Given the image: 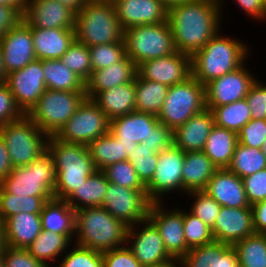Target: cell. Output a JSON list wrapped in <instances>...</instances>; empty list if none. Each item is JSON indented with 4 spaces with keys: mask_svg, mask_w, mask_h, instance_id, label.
<instances>
[{
    "mask_svg": "<svg viewBox=\"0 0 266 267\" xmlns=\"http://www.w3.org/2000/svg\"><path fill=\"white\" fill-rule=\"evenodd\" d=\"M127 160L133 165L139 179L146 186L154 175L158 163V153L140 143Z\"/></svg>",
    "mask_w": 266,
    "mask_h": 267,
    "instance_id": "cell-47",
    "label": "cell"
},
{
    "mask_svg": "<svg viewBox=\"0 0 266 267\" xmlns=\"http://www.w3.org/2000/svg\"><path fill=\"white\" fill-rule=\"evenodd\" d=\"M86 98L85 92L46 89L26 114L45 134L55 135Z\"/></svg>",
    "mask_w": 266,
    "mask_h": 267,
    "instance_id": "cell-9",
    "label": "cell"
},
{
    "mask_svg": "<svg viewBox=\"0 0 266 267\" xmlns=\"http://www.w3.org/2000/svg\"><path fill=\"white\" fill-rule=\"evenodd\" d=\"M192 201L188 210L200 218L205 224L212 228L219 214L221 205L204 190L192 191L185 194Z\"/></svg>",
    "mask_w": 266,
    "mask_h": 267,
    "instance_id": "cell-44",
    "label": "cell"
},
{
    "mask_svg": "<svg viewBox=\"0 0 266 267\" xmlns=\"http://www.w3.org/2000/svg\"><path fill=\"white\" fill-rule=\"evenodd\" d=\"M224 1L196 0L168 9V22L178 52L193 56L221 30Z\"/></svg>",
    "mask_w": 266,
    "mask_h": 267,
    "instance_id": "cell-1",
    "label": "cell"
},
{
    "mask_svg": "<svg viewBox=\"0 0 266 267\" xmlns=\"http://www.w3.org/2000/svg\"><path fill=\"white\" fill-rule=\"evenodd\" d=\"M92 100L110 120L132 113L136 110L135 79L99 92Z\"/></svg>",
    "mask_w": 266,
    "mask_h": 267,
    "instance_id": "cell-30",
    "label": "cell"
},
{
    "mask_svg": "<svg viewBox=\"0 0 266 267\" xmlns=\"http://www.w3.org/2000/svg\"><path fill=\"white\" fill-rule=\"evenodd\" d=\"M238 143L261 149L266 139V120L251 119L237 133Z\"/></svg>",
    "mask_w": 266,
    "mask_h": 267,
    "instance_id": "cell-50",
    "label": "cell"
},
{
    "mask_svg": "<svg viewBox=\"0 0 266 267\" xmlns=\"http://www.w3.org/2000/svg\"><path fill=\"white\" fill-rule=\"evenodd\" d=\"M4 83L26 115L47 89L42 60L35 59L24 68L6 74Z\"/></svg>",
    "mask_w": 266,
    "mask_h": 267,
    "instance_id": "cell-16",
    "label": "cell"
},
{
    "mask_svg": "<svg viewBox=\"0 0 266 267\" xmlns=\"http://www.w3.org/2000/svg\"><path fill=\"white\" fill-rule=\"evenodd\" d=\"M4 244V231H3V221L0 218V250H3Z\"/></svg>",
    "mask_w": 266,
    "mask_h": 267,
    "instance_id": "cell-66",
    "label": "cell"
},
{
    "mask_svg": "<svg viewBox=\"0 0 266 267\" xmlns=\"http://www.w3.org/2000/svg\"><path fill=\"white\" fill-rule=\"evenodd\" d=\"M238 144L237 133L214 124L203 152L218 168H227Z\"/></svg>",
    "mask_w": 266,
    "mask_h": 267,
    "instance_id": "cell-34",
    "label": "cell"
},
{
    "mask_svg": "<svg viewBox=\"0 0 266 267\" xmlns=\"http://www.w3.org/2000/svg\"><path fill=\"white\" fill-rule=\"evenodd\" d=\"M36 59H60L75 40L74 28H31Z\"/></svg>",
    "mask_w": 266,
    "mask_h": 267,
    "instance_id": "cell-28",
    "label": "cell"
},
{
    "mask_svg": "<svg viewBox=\"0 0 266 267\" xmlns=\"http://www.w3.org/2000/svg\"><path fill=\"white\" fill-rule=\"evenodd\" d=\"M128 226L103 207L75 211V245L105 252L126 245Z\"/></svg>",
    "mask_w": 266,
    "mask_h": 267,
    "instance_id": "cell-4",
    "label": "cell"
},
{
    "mask_svg": "<svg viewBox=\"0 0 266 267\" xmlns=\"http://www.w3.org/2000/svg\"><path fill=\"white\" fill-rule=\"evenodd\" d=\"M137 74L142 79L171 87L192 77V56L177 51L164 57L148 60L137 66Z\"/></svg>",
    "mask_w": 266,
    "mask_h": 267,
    "instance_id": "cell-18",
    "label": "cell"
},
{
    "mask_svg": "<svg viewBox=\"0 0 266 267\" xmlns=\"http://www.w3.org/2000/svg\"><path fill=\"white\" fill-rule=\"evenodd\" d=\"M75 14L57 0H28L23 20L31 28H74Z\"/></svg>",
    "mask_w": 266,
    "mask_h": 267,
    "instance_id": "cell-22",
    "label": "cell"
},
{
    "mask_svg": "<svg viewBox=\"0 0 266 267\" xmlns=\"http://www.w3.org/2000/svg\"><path fill=\"white\" fill-rule=\"evenodd\" d=\"M42 68L47 89L85 92V82L59 59L42 60Z\"/></svg>",
    "mask_w": 266,
    "mask_h": 267,
    "instance_id": "cell-36",
    "label": "cell"
},
{
    "mask_svg": "<svg viewBox=\"0 0 266 267\" xmlns=\"http://www.w3.org/2000/svg\"><path fill=\"white\" fill-rule=\"evenodd\" d=\"M0 267H4L3 250H0Z\"/></svg>",
    "mask_w": 266,
    "mask_h": 267,
    "instance_id": "cell-68",
    "label": "cell"
},
{
    "mask_svg": "<svg viewBox=\"0 0 266 267\" xmlns=\"http://www.w3.org/2000/svg\"><path fill=\"white\" fill-rule=\"evenodd\" d=\"M185 152L172 144L158 153V163L146 193L152 202H164L170 193L183 195L182 167ZM180 192V193H179Z\"/></svg>",
    "mask_w": 266,
    "mask_h": 267,
    "instance_id": "cell-12",
    "label": "cell"
},
{
    "mask_svg": "<svg viewBox=\"0 0 266 267\" xmlns=\"http://www.w3.org/2000/svg\"><path fill=\"white\" fill-rule=\"evenodd\" d=\"M206 108L205 86L193 76L168 88L158 120L172 131Z\"/></svg>",
    "mask_w": 266,
    "mask_h": 267,
    "instance_id": "cell-10",
    "label": "cell"
},
{
    "mask_svg": "<svg viewBox=\"0 0 266 267\" xmlns=\"http://www.w3.org/2000/svg\"><path fill=\"white\" fill-rule=\"evenodd\" d=\"M103 172L109 183H114L129 189H146L133 165L128 160L112 164L106 167Z\"/></svg>",
    "mask_w": 266,
    "mask_h": 267,
    "instance_id": "cell-49",
    "label": "cell"
},
{
    "mask_svg": "<svg viewBox=\"0 0 266 267\" xmlns=\"http://www.w3.org/2000/svg\"><path fill=\"white\" fill-rule=\"evenodd\" d=\"M126 55L136 66L177 52L168 21L124 30Z\"/></svg>",
    "mask_w": 266,
    "mask_h": 267,
    "instance_id": "cell-7",
    "label": "cell"
},
{
    "mask_svg": "<svg viewBox=\"0 0 266 267\" xmlns=\"http://www.w3.org/2000/svg\"><path fill=\"white\" fill-rule=\"evenodd\" d=\"M261 150L264 153V156L266 157V139L263 142V147L261 148Z\"/></svg>",
    "mask_w": 266,
    "mask_h": 267,
    "instance_id": "cell-69",
    "label": "cell"
},
{
    "mask_svg": "<svg viewBox=\"0 0 266 267\" xmlns=\"http://www.w3.org/2000/svg\"><path fill=\"white\" fill-rule=\"evenodd\" d=\"M4 267H48L36 259L24 248H13L5 245L3 248Z\"/></svg>",
    "mask_w": 266,
    "mask_h": 267,
    "instance_id": "cell-52",
    "label": "cell"
},
{
    "mask_svg": "<svg viewBox=\"0 0 266 267\" xmlns=\"http://www.w3.org/2000/svg\"><path fill=\"white\" fill-rule=\"evenodd\" d=\"M13 168L4 139L0 134V182L10 174Z\"/></svg>",
    "mask_w": 266,
    "mask_h": 267,
    "instance_id": "cell-60",
    "label": "cell"
},
{
    "mask_svg": "<svg viewBox=\"0 0 266 267\" xmlns=\"http://www.w3.org/2000/svg\"><path fill=\"white\" fill-rule=\"evenodd\" d=\"M74 235L42 230L38 237L27 247V250L36 259H39L48 267H52L51 265L55 266V262L60 259L59 257L73 245Z\"/></svg>",
    "mask_w": 266,
    "mask_h": 267,
    "instance_id": "cell-32",
    "label": "cell"
},
{
    "mask_svg": "<svg viewBox=\"0 0 266 267\" xmlns=\"http://www.w3.org/2000/svg\"><path fill=\"white\" fill-rule=\"evenodd\" d=\"M144 146L149 147L150 150H155L160 153L162 150L169 148L173 144V131L158 122L150 133L147 141H143Z\"/></svg>",
    "mask_w": 266,
    "mask_h": 267,
    "instance_id": "cell-56",
    "label": "cell"
},
{
    "mask_svg": "<svg viewBox=\"0 0 266 267\" xmlns=\"http://www.w3.org/2000/svg\"><path fill=\"white\" fill-rule=\"evenodd\" d=\"M255 232L266 235V200L251 205Z\"/></svg>",
    "mask_w": 266,
    "mask_h": 267,
    "instance_id": "cell-59",
    "label": "cell"
},
{
    "mask_svg": "<svg viewBox=\"0 0 266 267\" xmlns=\"http://www.w3.org/2000/svg\"><path fill=\"white\" fill-rule=\"evenodd\" d=\"M5 76H6V73H5V70H4V67H3L2 48H1V45H0V84L4 83Z\"/></svg>",
    "mask_w": 266,
    "mask_h": 267,
    "instance_id": "cell-64",
    "label": "cell"
},
{
    "mask_svg": "<svg viewBox=\"0 0 266 267\" xmlns=\"http://www.w3.org/2000/svg\"><path fill=\"white\" fill-rule=\"evenodd\" d=\"M167 202H152L148 219L158 229L167 252L179 261L190 250L184 235L183 209L168 208Z\"/></svg>",
    "mask_w": 266,
    "mask_h": 267,
    "instance_id": "cell-15",
    "label": "cell"
},
{
    "mask_svg": "<svg viewBox=\"0 0 266 267\" xmlns=\"http://www.w3.org/2000/svg\"><path fill=\"white\" fill-rule=\"evenodd\" d=\"M217 169L203 151L185 152L182 167L183 195L204 190Z\"/></svg>",
    "mask_w": 266,
    "mask_h": 267,
    "instance_id": "cell-31",
    "label": "cell"
},
{
    "mask_svg": "<svg viewBox=\"0 0 266 267\" xmlns=\"http://www.w3.org/2000/svg\"><path fill=\"white\" fill-rule=\"evenodd\" d=\"M92 71L112 66L126 56L125 42L99 44L89 47Z\"/></svg>",
    "mask_w": 266,
    "mask_h": 267,
    "instance_id": "cell-48",
    "label": "cell"
},
{
    "mask_svg": "<svg viewBox=\"0 0 266 267\" xmlns=\"http://www.w3.org/2000/svg\"><path fill=\"white\" fill-rule=\"evenodd\" d=\"M264 82L258 78L245 97L251 118L255 120H266V82Z\"/></svg>",
    "mask_w": 266,
    "mask_h": 267,
    "instance_id": "cell-51",
    "label": "cell"
},
{
    "mask_svg": "<svg viewBox=\"0 0 266 267\" xmlns=\"http://www.w3.org/2000/svg\"><path fill=\"white\" fill-rule=\"evenodd\" d=\"M113 4L123 30L168 21V8L160 0H115Z\"/></svg>",
    "mask_w": 266,
    "mask_h": 267,
    "instance_id": "cell-23",
    "label": "cell"
},
{
    "mask_svg": "<svg viewBox=\"0 0 266 267\" xmlns=\"http://www.w3.org/2000/svg\"><path fill=\"white\" fill-rule=\"evenodd\" d=\"M87 148L96 170L103 171L112 164L128 159L122 142L110 132L90 142Z\"/></svg>",
    "mask_w": 266,
    "mask_h": 267,
    "instance_id": "cell-37",
    "label": "cell"
},
{
    "mask_svg": "<svg viewBox=\"0 0 266 267\" xmlns=\"http://www.w3.org/2000/svg\"><path fill=\"white\" fill-rule=\"evenodd\" d=\"M57 1L67 6L75 13H78L88 0H57Z\"/></svg>",
    "mask_w": 266,
    "mask_h": 267,
    "instance_id": "cell-62",
    "label": "cell"
},
{
    "mask_svg": "<svg viewBox=\"0 0 266 267\" xmlns=\"http://www.w3.org/2000/svg\"><path fill=\"white\" fill-rule=\"evenodd\" d=\"M136 74L137 66L127 55L112 66L94 70L85 82L86 98L93 99L99 92L130 83Z\"/></svg>",
    "mask_w": 266,
    "mask_h": 267,
    "instance_id": "cell-27",
    "label": "cell"
},
{
    "mask_svg": "<svg viewBox=\"0 0 266 267\" xmlns=\"http://www.w3.org/2000/svg\"><path fill=\"white\" fill-rule=\"evenodd\" d=\"M3 231L5 245L27 249L42 231L40 213L15 214L3 223Z\"/></svg>",
    "mask_w": 266,
    "mask_h": 267,
    "instance_id": "cell-29",
    "label": "cell"
},
{
    "mask_svg": "<svg viewBox=\"0 0 266 267\" xmlns=\"http://www.w3.org/2000/svg\"><path fill=\"white\" fill-rule=\"evenodd\" d=\"M178 262L179 267H240L236 249L215 240L191 248Z\"/></svg>",
    "mask_w": 266,
    "mask_h": 267,
    "instance_id": "cell-25",
    "label": "cell"
},
{
    "mask_svg": "<svg viewBox=\"0 0 266 267\" xmlns=\"http://www.w3.org/2000/svg\"><path fill=\"white\" fill-rule=\"evenodd\" d=\"M168 86L135 76L136 111L158 116L165 101Z\"/></svg>",
    "mask_w": 266,
    "mask_h": 267,
    "instance_id": "cell-38",
    "label": "cell"
},
{
    "mask_svg": "<svg viewBox=\"0 0 266 267\" xmlns=\"http://www.w3.org/2000/svg\"><path fill=\"white\" fill-rule=\"evenodd\" d=\"M60 62L86 82L92 72L89 47L76 40L69 46Z\"/></svg>",
    "mask_w": 266,
    "mask_h": 267,
    "instance_id": "cell-43",
    "label": "cell"
},
{
    "mask_svg": "<svg viewBox=\"0 0 266 267\" xmlns=\"http://www.w3.org/2000/svg\"><path fill=\"white\" fill-rule=\"evenodd\" d=\"M61 257L57 265L52 267H103L101 252L74 243Z\"/></svg>",
    "mask_w": 266,
    "mask_h": 267,
    "instance_id": "cell-46",
    "label": "cell"
},
{
    "mask_svg": "<svg viewBox=\"0 0 266 267\" xmlns=\"http://www.w3.org/2000/svg\"><path fill=\"white\" fill-rule=\"evenodd\" d=\"M211 229L215 241L232 246L256 233L251 206L242 208L221 206Z\"/></svg>",
    "mask_w": 266,
    "mask_h": 267,
    "instance_id": "cell-21",
    "label": "cell"
},
{
    "mask_svg": "<svg viewBox=\"0 0 266 267\" xmlns=\"http://www.w3.org/2000/svg\"><path fill=\"white\" fill-rule=\"evenodd\" d=\"M266 168V157L261 149L236 145L228 170L244 178Z\"/></svg>",
    "mask_w": 266,
    "mask_h": 267,
    "instance_id": "cell-40",
    "label": "cell"
},
{
    "mask_svg": "<svg viewBox=\"0 0 266 267\" xmlns=\"http://www.w3.org/2000/svg\"><path fill=\"white\" fill-rule=\"evenodd\" d=\"M0 5L14 8L23 17L28 5V0H0Z\"/></svg>",
    "mask_w": 266,
    "mask_h": 267,
    "instance_id": "cell-61",
    "label": "cell"
},
{
    "mask_svg": "<svg viewBox=\"0 0 266 267\" xmlns=\"http://www.w3.org/2000/svg\"><path fill=\"white\" fill-rule=\"evenodd\" d=\"M160 1L169 9L170 7L180 5L183 3L194 2L196 0H160Z\"/></svg>",
    "mask_w": 266,
    "mask_h": 267,
    "instance_id": "cell-63",
    "label": "cell"
},
{
    "mask_svg": "<svg viewBox=\"0 0 266 267\" xmlns=\"http://www.w3.org/2000/svg\"><path fill=\"white\" fill-rule=\"evenodd\" d=\"M55 184L54 162L46 150L29 165L14 167L0 182V187L13 195L54 197Z\"/></svg>",
    "mask_w": 266,
    "mask_h": 267,
    "instance_id": "cell-6",
    "label": "cell"
},
{
    "mask_svg": "<svg viewBox=\"0 0 266 267\" xmlns=\"http://www.w3.org/2000/svg\"><path fill=\"white\" fill-rule=\"evenodd\" d=\"M22 19L23 17L14 8L0 5V40Z\"/></svg>",
    "mask_w": 266,
    "mask_h": 267,
    "instance_id": "cell-57",
    "label": "cell"
},
{
    "mask_svg": "<svg viewBox=\"0 0 266 267\" xmlns=\"http://www.w3.org/2000/svg\"><path fill=\"white\" fill-rule=\"evenodd\" d=\"M54 197L19 196L5 192L0 187V218L3 223L11 216L26 213H41L44 205Z\"/></svg>",
    "mask_w": 266,
    "mask_h": 267,
    "instance_id": "cell-39",
    "label": "cell"
},
{
    "mask_svg": "<svg viewBox=\"0 0 266 267\" xmlns=\"http://www.w3.org/2000/svg\"><path fill=\"white\" fill-rule=\"evenodd\" d=\"M142 267H179V262L178 260H173L172 262L168 263H162L158 265H149V266H142Z\"/></svg>",
    "mask_w": 266,
    "mask_h": 267,
    "instance_id": "cell-65",
    "label": "cell"
},
{
    "mask_svg": "<svg viewBox=\"0 0 266 267\" xmlns=\"http://www.w3.org/2000/svg\"><path fill=\"white\" fill-rule=\"evenodd\" d=\"M109 132L110 119L92 99L85 98L54 136L64 142L88 145Z\"/></svg>",
    "mask_w": 266,
    "mask_h": 267,
    "instance_id": "cell-11",
    "label": "cell"
},
{
    "mask_svg": "<svg viewBox=\"0 0 266 267\" xmlns=\"http://www.w3.org/2000/svg\"><path fill=\"white\" fill-rule=\"evenodd\" d=\"M158 122L156 115L135 110L110 120V133L122 142L124 152L129 156L138 144L147 141Z\"/></svg>",
    "mask_w": 266,
    "mask_h": 267,
    "instance_id": "cell-20",
    "label": "cell"
},
{
    "mask_svg": "<svg viewBox=\"0 0 266 267\" xmlns=\"http://www.w3.org/2000/svg\"><path fill=\"white\" fill-rule=\"evenodd\" d=\"M236 249L240 267H266V235L254 233L238 242Z\"/></svg>",
    "mask_w": 266,
    "mask_h": 267,
    "instance_id": "cell-42",
    "label": "cell"
},
{
    "mask_svg": "<svg viewBox=\"0 0 266 267\" xmlns=\"http://www.w3.org/2000/svg\"><path fill=\"white\" fill-rule=\"evenodd\" d=\"M126 245L142 266L175 260L165 249L158 229L148 218L129 226Z\"/></svg>",
    "mask_w": 266,
    "mask_h": 267,
    "instance_id": "cell-14",
    "label": "cell"
},
{
    "mask_svg": "<svg viewBox=\"0 0 266 267\" xmlns=\"http://www.w3.org/2000/svg\"><path fill=\"white\" fill-rule=\"evenodd\" d=\"M42 230L75 234V210L64 200L48 201L40 213Z\"/></svg>",
    "mask_w": 266,
    "mask_h": 267,
    "instance_id": "cell-35",
    "label": "cell"
},
{
    "mask_svg": "<svg viewBox=\"0 0 266 267\" xmlns=\"http://www.w3.org/2000/svg\"><path fill=\"white\" fill-rule=\"evenodd\" d=\"M242 180L250 205L266 200V168Z\"/></svg>",
    "mask_w": 266,
    "mask_h": 267,
    "instance_id": "cell-54",
    "label": "cell"
},
{
    "mask_svg": "<svg viewBox=\"0 0 266 267\" xmlns=\"http://www.w3.org/2000/svg\"><path fill=\"white\" fill-rule=\"evenodd\" d=\"M109 181L105 173L96 170L65 201L75 210L101 207Z\"/></svg>",
    "mask_w": 266,
    "mask_h": 267,
    "instance_id": "cell-33",
    "label": "cell"
},
{
    "mask_svg": "<svg viewBox=\"0 0 266 267\" xmlns=\"http://www.w3.org/2000/svg\"><path fill=\"white\" fill-rule=\"evenodd\" d=\"M25 114L16 104L15 98L5 83L0 84V126L17 121Z\"/></svg>",
    "mask_w": 266,
    "mask_h": 267,
    "instance_id": "cell-53",
    "label": "cell"
},
{
    "mask_svg": "<svg viewBox=\"0 0 266 267\" xmlns=\"http://www.w3.org/2000/svg\"><path fill=\"white\" fill-rule=\"evenodd\" d=\"M151 204L146 189H129L109 183L101 207L129 227L148 218Z\"/></svg>",
    "mask_w": 266,
    "mask_h": 267,
    "instance_id": "cell-13",
    "label": "cell"
},
{
    "mask_svg": "<svg viewBox=\"0 0 266 267\" xmlns=\"http://www.w3.org/2000/svg\"><path fill=\"white\" fill-rule=\"evenodd\" d=\"M47 150L56 170L54 199L65 201L96 168L85 144L64 142L51 135Z\"/></svg>",
    "mask_w": 266,
    "mask_h": 267,
    "instance_id": "cell-3",
    "label": "cell"
},
{
    "mask_svg": "<svg viewBox=\"0 0 266 267\" xmlns=\"http://www.w3.org/2000/svg\"><path fill=\"white\" fill-rule=\"evenodd\" d=\"M13 167L26 166L47 150L48 135L27 115L0 126Z\"/></svg>",
    "mask_w": 266,
    "mask_h": 267,
    "instance_id": "cell-8",
    "label": "cell"
},
{
    "mask_svg": "<svg viewBox=\"0 0 266 267\" xmlns=\"http://www.w3.org/2000/svg\"><path fill=\"white\" fill-rule=\"evenodd\" d=\"M245 63L237 70L216 78L205 85L206 108L212 109L245 99L251 86L256 82Z\"/></svg>",
    "mask_w": 266,
    "mask_h": 267,
    "instance_id": "cell-17",
    "label": "cell"
},
{
    "mask_svg": "<svg viewBox=\"0 0 266 267\" xmlns=\"http://www.w3.org/2000/svg\"><path fill=\"white\" fill-rule=\"evenodd\" d=\"M75 40L91 47L124 41L113 3L87 1L75 14Z\"/></svg>",
    "mask_w": 266,
    "mask_h": 267,
    "instance_id": "cell-5",
    "label": "cell"
},
{
    "mask_svg": "<svg viewBox=\"0 0 266 267\" xmlns=\"http://www.w3.org/2000/svg\"><path fill=\"white\" fill-rule=\"evenodd\" d=\"M204 191L221 206L235 208L251 206L242 178L227 168L217 169L207 182Z\"/></svg>",
    "mask_w": 266,
    "mask_h": 267,
    "instance_id": "cell-24",
    "label": "cell"
},
{
    "mask_svg": "<svg viewBox=\"0 0 266 267\" xmlns=\"http://www.w3.org/2000/svg\"><path fill=\"white\" fill-rule=\"evenodd\" d=\"M213 126V113L205 108L173 131V144L183 152L203 151Z\"/></svg>",
    "mask_w": 266,
    "mask_h": 267,
    "instance_id": "cell-26",
    "label": "cell"
},
{
    "mask_svg": "<svg viewBox=\"0 0 266 267\" xmlns=\"http://www.w3.org/2000/svg\"><path fill=\"white\" fill-rule=\"evenodd\" d=\"M103 267H142L127 245L102 253Z\"/></svg>",
    "mask_w": 266,
    "mask_h": 267,
    "instance_id": "cell-55",
    "label": "cell"
},
{
    "mask_svg": "<svg viewBox=\"0 0 266 267\" xmlns=\"http://www.w3.org/2000/svg\"><path fill=\"white\" fill-rule=\"evenodd\" d=\"M6 74L20 70L35 60L31 27L22 19L0 40Z\"/></svg>",
    "mask_w": 266,
    "mask_h": 267,
    "instance_id": "cell-19",
    "label": "cell"
},
{
    "mask_svg": "<svg viewBox=\"0 0 266 267\" xmlns=\"http://www.w3.org/2000/svg\"><path fill=\"white\" fill-rule=\"evenodd\" d=\"M211 111L215 125L236 133L252 119L250 108L245 99L214 107Z\"/></svg>",
    "mask_w": 266,
    "mask_h": 267,
    "instance_id": "cell-41",
    "label": "cell"
},
{
    "mask_svg": "<svg viewBox=\"0 0 266 267\" xmlns=\"http://www.w3.org/2000/svg\"><path fill=\"white\" fill-rule=\"evenodd\" d=\"M250 44L220 30L192 56V76L202 85L247 64Z\"/></svg>",
    "mask_w": 266,
    "mask_h": 267,
    "instance_id": "cell-2",
    "label": "cell"
},
{
    "mask_svg": "<svg viewBox=\"0 0 266 267\" xmlns=\"http://www.w3.org/2000/svg\"><path fill=\"white\" fill-rule=\"evenodd\" d=\"M261 22H266V0H263L262 2V16H261Z\"/></svg>",
    "mask_w": 266,
    "mask_h": 267,
    "instance_id": "cell-67",
    "label": "cell"
},
{
    "mask_svg": "<svg viewBox=\"0 0 266 267\" xmlns=\"http://www.w3.org/2000/svg\"><path fill=\"white\" fill-rule=\"evenodd\" d=\"M89 1H93V2H109V3H113L115 0H89Z\"/></svg>",
    "mask_w": 266,
    "mask_h": 267,
    "instance_id": "cell-70",
    "label": "cell"
},
{
    "mask_svg": "<svg viewBox=\"0 0 266 267\" xmlns=\"http://www.w3.org/2000/svg\"><path fill=\"white\" fill-rule=\"evenodd\" d=\"M262 2L263 0H234V4L237 5L246 16H249L248 18L258 21V23H260L262 16Z\"/></svg>",
    "mask_w": 266,
    "mask_h": 267,
    "instance_id": "cell-58",
    "label": "cell"
},
{
    "mask_svg": "<svg viewBox=\"0 0 266 267\" xmlns=\"http://www.w3.org/2000/svg\"><path fill=\"white\" fill-rule=\"evenodd\" d=\"M183 228L187 246L191 249L214 241L212 229L188 209H183Z\"/></svg>",
    "mask_w": 266,
    "mask_h": 267,
    "instance_id": "cell-45",
    "label": "cell"
}]
</instances>
